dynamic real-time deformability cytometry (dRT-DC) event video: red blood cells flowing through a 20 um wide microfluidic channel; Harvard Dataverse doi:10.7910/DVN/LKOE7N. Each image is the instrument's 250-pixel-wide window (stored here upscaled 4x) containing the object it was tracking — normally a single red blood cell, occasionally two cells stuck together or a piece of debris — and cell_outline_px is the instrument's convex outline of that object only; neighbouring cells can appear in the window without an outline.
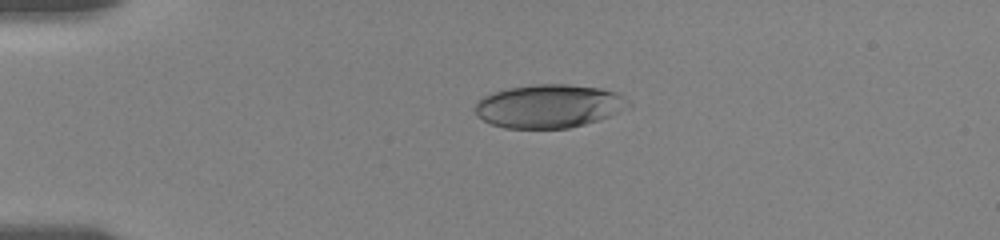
{"species": "human", "species_latin": "Homo sapiens", "temperature_condition": "room temperature", "stored_images_in_passage": 8, "camera_frame_rate_fps": 3000, "um_per_image_px": 0.085, "donor": {"sex": "female"}, "frame": {"image": 1, "passage_image": 1, "time_ms": 0.0, "image_size_px": [1000, 240], "cell_outline_px": [[632, 108], [584, 124], [568, 128], [504, 128], [492, 124], [476, 116], [476, 104], [484, 96], [492, 92], [508, 88], [536, 84], [568, 84], [600, 88], [616, 92], [624, 96], [632, 104]], "centroid_in_image_um": [46.7, 9.01], "position_along_channel_um": 38.3, "area_um2": 38.84}}
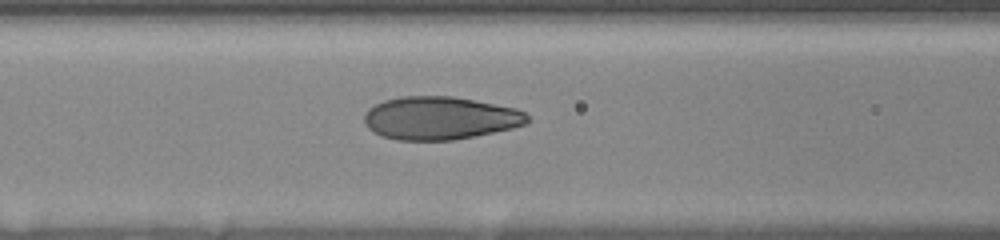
{"frame": {"image": 2, "passage_image": 6, "time_ms": 3.667, "image_size_px": [1000, 240], "cell_outline_px": [[532, 120], [528, 124], [512, 128], [452, 140], [396, 140], [384, 136], [368, 128], [364, 120], [364, 116], [368, 108], [384, 100], [400, 96], [452, 96], [516, 108], [524, 112]], "centroid_in_image_um": [37.41, 10.03], "position_along_channel_um": 129.2, "area_um2": 40.75}}
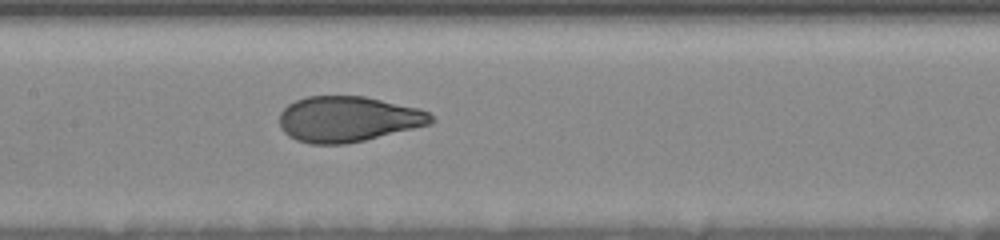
{"frame": {"image": 3, "passage_image": 8, "time_ms": 5.0, "image_size_px": [1000, 240], "cell_outline_px": [[436, 120], [432, 124], [364, 140], [344, 144], [312, 144], [296, 140], [288, 136], [280, 128], [280, 112], [288, 104], [296, 100], [308, 96], [364, 96], [420, 108], [428, 112]], "centroid_in_image_um": [29.59, 10.12], "position_along_channel_um": 177.8, "area_um2": 40.4}}